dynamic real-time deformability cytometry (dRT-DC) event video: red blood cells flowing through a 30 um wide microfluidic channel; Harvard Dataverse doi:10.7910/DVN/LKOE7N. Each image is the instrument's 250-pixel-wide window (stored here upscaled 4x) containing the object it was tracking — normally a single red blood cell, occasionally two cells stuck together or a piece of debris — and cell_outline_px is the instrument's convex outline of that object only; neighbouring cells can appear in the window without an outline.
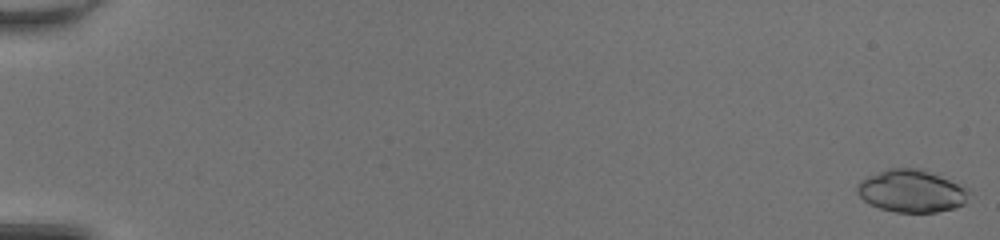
{"species": "common noctule bat (a hibernating species)", "species_latin": "Nyctalus noctula", "temperature_condition": "room temperature", "stored_images_in_passage": 51, "camera_frame_rate_fps": 3000, "um_per_image_px": 0.085, "animal": {"sex": "female", "body_mass_g": 20.0, "forearm_length_mm": 54.0}, "frame": {"image": 1, "passage_image": 1, "time_ms": 0.0, "image_size_px": [1000, 240], "cell_outline_px": [[968, 192], [964, 204], [956, 208], [936, 212], [896, 212], [880, 208], [868, 204], [856, 192], [856, 184], [860, 180], [868, 176], [888, 168], [924, 168], [964, 188]], "centroid_in_image_um": [77.41, 16.24], "position_along_channel_um": 7.6, "area_um2": 27.51}}
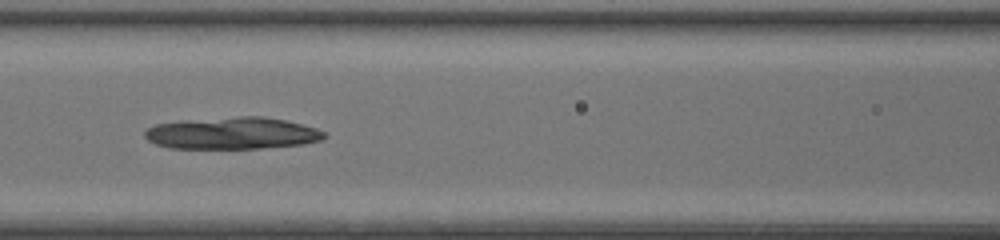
{"frame": {"image": 2, "passage_image": 25, "time_ms": 8.0, "image_size_px": [1000, 240], "cell_outline_px": [[328, 136], [320, 140], [304, 144], [260, 148], [168, 148], [156, 144], [148, 140], [144, 136], [144, 132], [148, 128], [156, 124], [184, 120], [240, 116], [264, 116], [284, 120], [316, 128], [324, 132]], "centroid_in_image_um": [19.74, 11.32], "position_along_channel_um": 146.9, "area_um2": 33.35}}
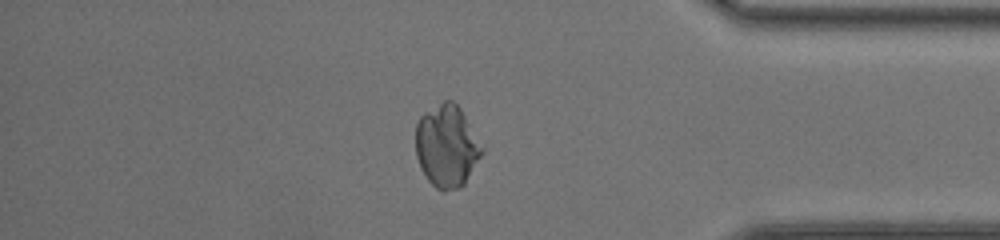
{"frame": {"image": 3, "passage_image": 44, "time_ms": 14.333, "image_size_px": [1000, 240], "cell_outline_px": [[484, 152], [464, 184], [460, 188], [444, 192], [436, 188], [428, 180], [420, 168], [416, 156], [416, 124], [420, 116], [424, 112], [444, 100], [452, 100], [460, 108], [484, 148]], "centroid_in_image_um": [37.97, 12.43], "position_along_channel_um": 397.2, "area_um2": 31.91}}